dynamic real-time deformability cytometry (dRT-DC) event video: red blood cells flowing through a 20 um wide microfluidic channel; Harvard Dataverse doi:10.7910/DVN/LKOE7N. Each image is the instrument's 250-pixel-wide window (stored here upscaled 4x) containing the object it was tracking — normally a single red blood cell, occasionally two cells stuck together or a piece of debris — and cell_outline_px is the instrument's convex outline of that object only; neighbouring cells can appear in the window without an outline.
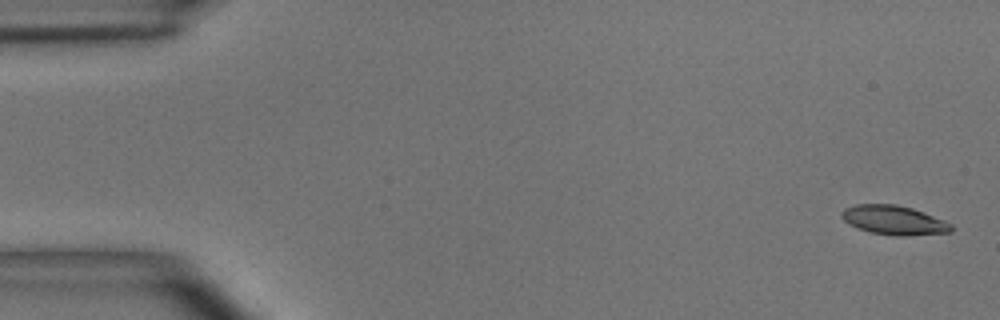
{"species": "common noctule bat (a hibernating species)", "species_latin": "Nyctalus noctula", "temperature_condition": "room temperature", "stored_images_in_passage": 4, "camera_frame_rate_fps": 3000, "um_per_image_px": 0.085, "animal": {"sex": "male", "body_mass_g": 15.6}, "frame": {"image": 1, "passage_image": 1, "time_ms": 0.0, "image_size_px": [1000, 320], "cell_outline_px": [[952, 232], [908, 236], [892, 236], [872, 232], [856, 228], [848, 224], [840, 216], [840, 212], [844, 208], [856, 204], [896, 204], [912, 208], [924, 212], [944, 220], [952, 224]], "centroid_in_image_um": [75.97, 18.71], "position_along_channel_um": 9.0, "area_um2": 18.9}}